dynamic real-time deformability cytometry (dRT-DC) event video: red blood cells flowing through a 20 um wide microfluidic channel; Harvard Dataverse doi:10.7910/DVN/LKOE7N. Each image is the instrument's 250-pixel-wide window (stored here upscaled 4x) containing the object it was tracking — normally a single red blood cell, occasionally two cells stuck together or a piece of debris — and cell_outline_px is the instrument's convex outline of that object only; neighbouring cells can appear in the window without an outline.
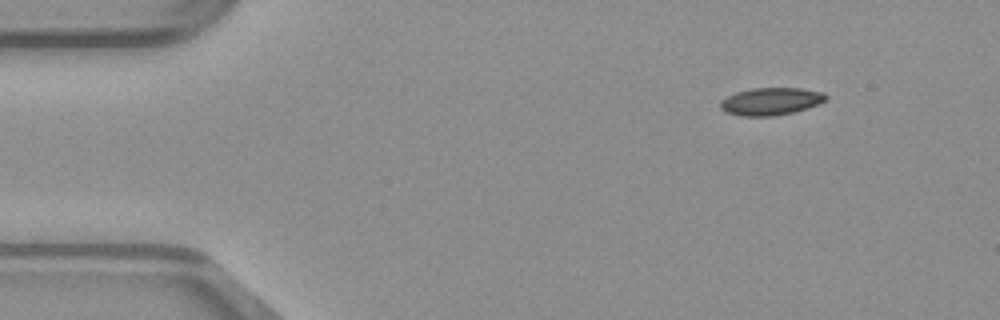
{"species": "common noctule bat (a hibernating species)", "species_latin": "Nyctalus noctula", "temperature_condition": "warm", "stored_images_in_passage": 45, "camera_frame_rate_fps": 3000, "um_per_image_px": 0.085, "animal": {"sex": "male", "body_mass_g": 23.1, "forearm_length_mm": 52.7}, "frame": {"image": 1, "passage_image": 1, "time_ms": 0.0, "image_size_px": [1000, 320], "cell_outline_px": [[828, 96], [820, 104], [808, 108], [792, 112], [772, 116], [740, 116], [724, 112], [720, 108], [720, 100], [736, 92], [752, 88], [800, 88], [824, 92]], "centroid_in_image_um": [65.51, 8.61], "position_along_channel_um": 19.5, "area_um2": 16.99}}
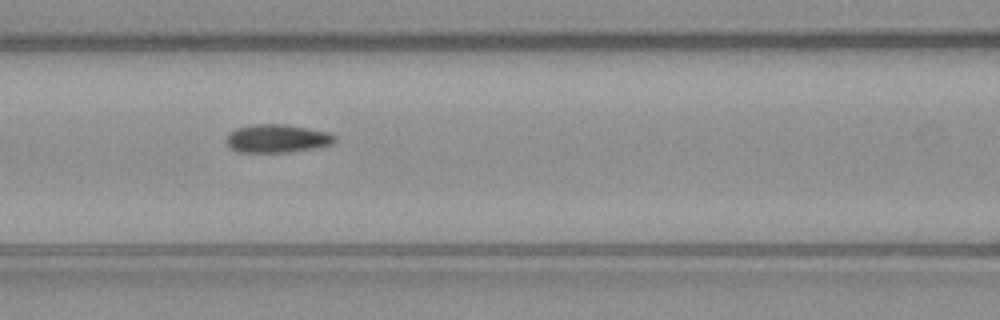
{"frame": {"image": 2, "passage_image": 16, "time_ms": 5.0, "image_size_px": [1000, 320], "cell_outline_px": [[336, 140], [332, 144], [316, 148], [288, 152], [236, 152], [228, 144], [228, 132], [236, 128], [252, 124], [284, 124], [308, 128], [328, 132], [336, 136]], "centroid_in_image_um": [23.57, 11.77], "position_along_channel_um": 143.0, "area_um2": 17.86}}
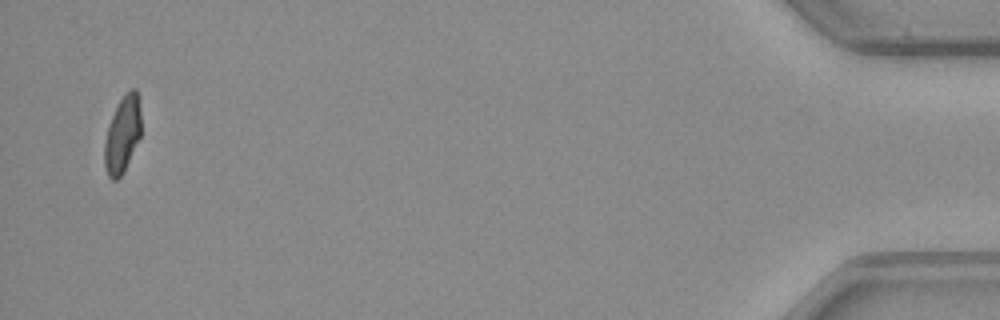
{"frame": {"image": 3, "passage_image": 43, "time_ms": 14.0, "image_size_px": [1000, 320], "cell_outline_px": [[140, 136], [124, 172], [116, 180], [112, 180], [108, 176], [104, 164], [104, 144], [108, 124], [116, 104], [132, 88], [136, 88], [140, 108]], "centroid_in_image_um": [10.39, 11.44], "position_along_channel_um": 424.8, "area_um2": 16.3}}